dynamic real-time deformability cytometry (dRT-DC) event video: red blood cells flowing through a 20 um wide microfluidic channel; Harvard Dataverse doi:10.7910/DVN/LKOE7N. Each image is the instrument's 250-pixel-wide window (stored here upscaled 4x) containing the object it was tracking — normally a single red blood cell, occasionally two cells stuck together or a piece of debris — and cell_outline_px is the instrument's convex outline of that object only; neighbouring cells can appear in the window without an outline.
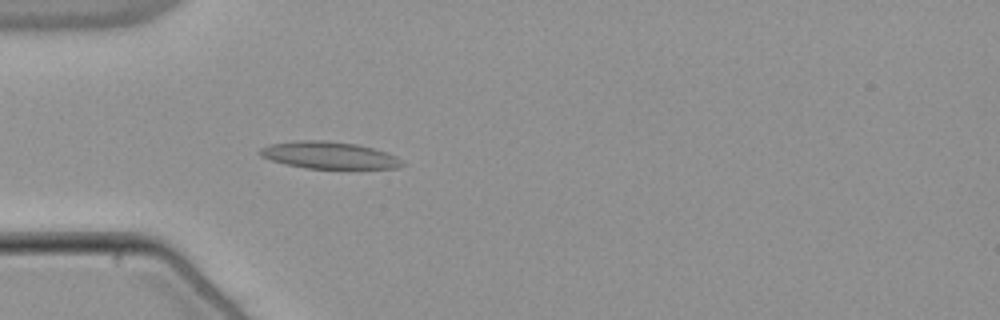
{"species": "common noctule bat (a hibernating species)", "species_latin": "Nyctalus noctula", "temperature_condition": "warm", "stored_images_in_passage": 53, "camera_frame_rate_fps": 3000, "um_per_image_px": 0.085, "animal": {"sex": "male", "body_mass_g": 21.5, "forearm_length_mm": 52.0}, "frame": {"image": 1, "passage_image": 16, "time_ms": 5.0, "image_size_px": [1000, 320], "cell_outline_px": [[404, 164], [400, 168], [304, 168], [272, 160], [260, 156], [256, 152], [260, 148], [272, 144], [296, 140], [328, 140], [356, 144], [372, 148], [396, 156]], "centroid_in_image_um": [27.93, 13.18], "position_along_channel_um": 57.1, "area_um2": 22.2}}
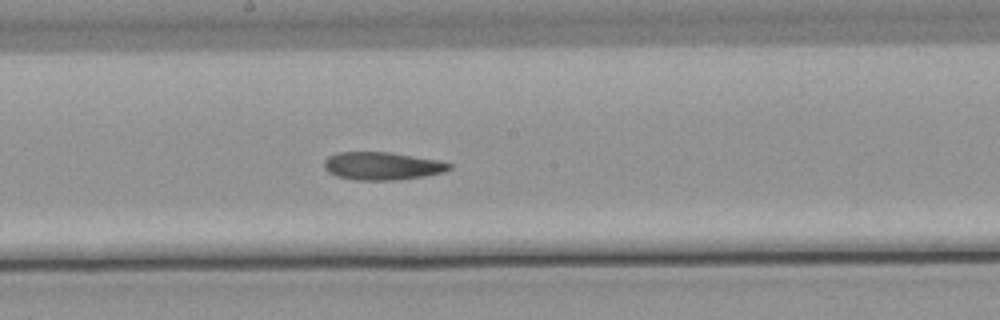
{"frame": {"image": 2, "passage_image": 29, "time_ms": 9.333, "image_size_px": [1000, 320], "cell_outline_px": [[452, 168], [444, 172], [424, 176], [400, 180], [356, 180], [336, 176], [328, 172], [324, 168], [324, 160], [328, 156], [336, 152], [388, 152], [440, 160], [452, 164]], "centroid_in_image_um": [32.48, 14.11], "position_along_channel_um": 215.7, "area_um2": 20.52}}
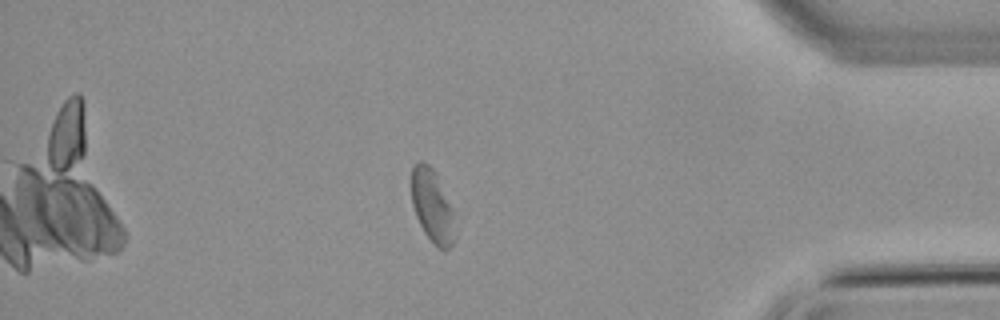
{"frame": {"image": 3, "passage_image": 46, "time_ms": 15.0, "image_size_px": [1000, 320], "cell_outline_px": [[456, 240], [448, 248], [440, 248], [424, 232], [416, 216], [412, 204], [412, 168], [420, 160], [428, 164], [436, 172], [452, 208], [456, 236]], "centroid_in_image_um": [36.76, 17.49], "position_along_channel_um": 398.4, "area_um2": 18.26}, "authors_computed_cell_mechanics": {"area_um2": 20.6924, "velocity_mm_per_s": 3.8096, "shape_relaxation_time_tau1_ms": null, "shape_relaxation_time_tau2_ms": 9.7801, "deformation_change_tau1": null, "deformation_change_tau2": 0.1934}}